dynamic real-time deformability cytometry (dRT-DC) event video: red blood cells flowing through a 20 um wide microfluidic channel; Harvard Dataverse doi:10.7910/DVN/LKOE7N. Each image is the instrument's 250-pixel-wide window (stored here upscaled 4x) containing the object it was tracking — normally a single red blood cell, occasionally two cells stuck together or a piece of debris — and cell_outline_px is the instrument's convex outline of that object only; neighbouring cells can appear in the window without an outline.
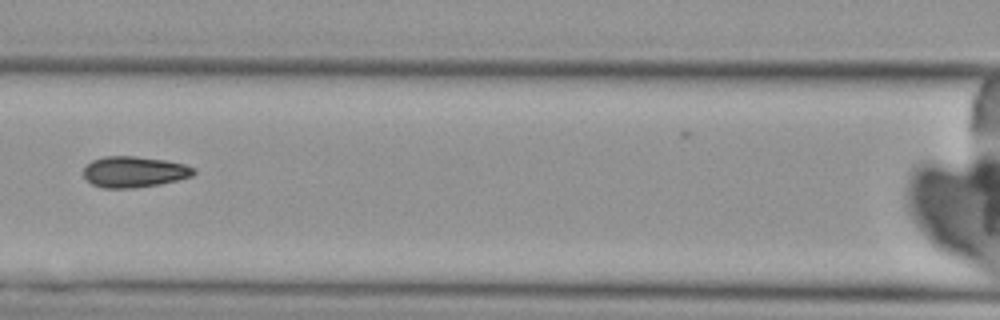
{"species": "Egyptian fruit bat (a non-hibernating species)", "species_latin": "Rousettus aegyptiacus", "temperature_condition": "cold", "stored_images_in_passage": 5, "camera_frame_rate_fps": 3000, "um_per_image_px": 0.085, "animal": {"sex": "female"}, "frame": {"image": 1, "passage_image": 5, "time_ms": 4.667, "image_size_px": [1000, 320], "cell_outline_px": [[196, 172], [192, 176], [160, 184], [132, 188], [104, 188], [92, 184], [84, 176], [84, 164], [92, 160], [104, 156], [136, 156], [164, 160], [184, 164], [196, 168]], "centroid_in_image_um": [11.39, 14.6], "position_along_channel_um": 155.2, "area_um2": 19.94}}